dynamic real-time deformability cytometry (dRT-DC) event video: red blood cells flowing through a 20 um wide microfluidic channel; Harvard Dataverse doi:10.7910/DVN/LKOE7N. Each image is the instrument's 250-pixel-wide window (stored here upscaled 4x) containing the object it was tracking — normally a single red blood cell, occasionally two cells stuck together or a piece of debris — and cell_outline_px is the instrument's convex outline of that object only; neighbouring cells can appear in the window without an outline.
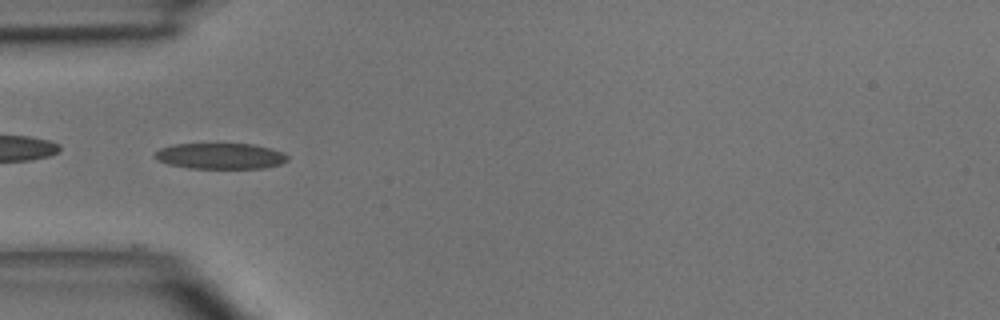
{"species": "common noctule bat (a hibernating species)", "species_latin": "Nyctalus noctula", "temperature_condition": "room temperature", "stored_images_in_passage": 3, "camera_frame_rate_fps": 3000, "um_per_image_px": 0.085, "animal": {"sex": "male", "body_mass_g": 15.6}, "frame": {"image": 1, "passage_image": 3, "time_ms": 2.333, "image_size_px": [1000, 320], "cell_outline_px": [[288, 160], [280, 164], [264, 168], [188, 168], [168, 164], [156, 160], [152, 156], [160, 148], [172, 144], [252, 144], [272, 148], [284, 152], [288, 156]], "centroid_in_image_um": [18.72, 13.26], "position_along_channel_um": 66.3, "area_um2": 20.17}}